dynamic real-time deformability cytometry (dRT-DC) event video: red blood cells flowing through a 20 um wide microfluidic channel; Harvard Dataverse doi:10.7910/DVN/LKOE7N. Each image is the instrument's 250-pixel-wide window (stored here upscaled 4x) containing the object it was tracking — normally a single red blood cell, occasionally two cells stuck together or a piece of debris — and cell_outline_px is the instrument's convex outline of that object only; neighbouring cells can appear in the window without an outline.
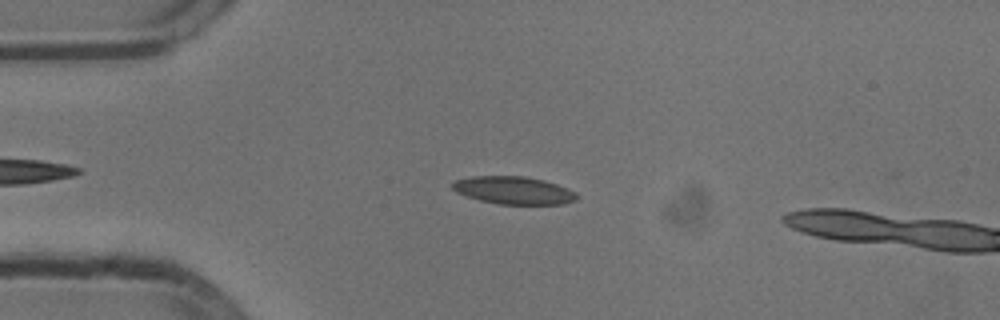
{"species": "common noctule bat (a hibernating species)", "species_latin": "Nyctalus noctula", "temperature_condition": "cold", "stored_images_in_passage": 46, "camera_frame_rate_fps": 3000, "um_per_image_px": 0.085, "animal": {"sex": "male", "body_mass_g": 13.3}, "frame": {"image": 1, "passage_image": 12, "time_ms": 3.667, "image_size_px": [1000, 320], "cell_outline_px": [[580, 196], [576, 200], [564, 204], [500, 204], [480, 200], [456, 192], [452, 188], [452, 184], [456, 180], [472, 176], [524, 176], [544, 180], [568, 188], [576, 192]], "centroid_in_image_um": [43.71, 16.18], "position_along_channel_um": 41.3, "area_um2": 20.06}}
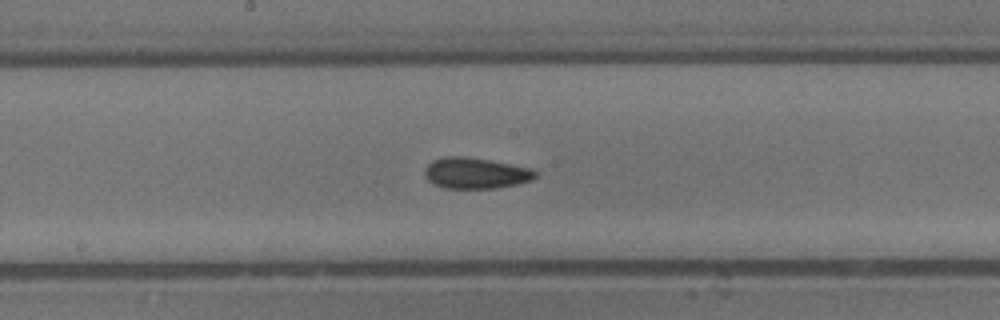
{"frame": {"image": 2, "passage_image": 27, "time_ms": 8.667, "image_size_px": [1000, 320], "cell_outline_px": [[540, 172], [532, 180], [516, 184], [496, 188], [444, 188], [428, 180], [424, 176], [424, 168], [432, 160], [444, 156], [464, 156], [488, 160], [532, 168]], "centroid_in_image_um": [40.43, 14.71], "position_along_channel_um": 207.8, "area_um2": 20.06}}
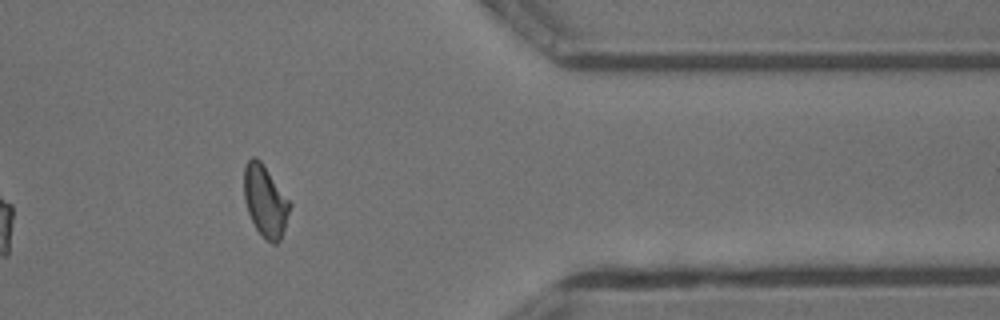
{"frame": {"image": 3, "passage_image": 43, "time_ms": 14.0, "image_size_px": [1000, 320], "cell_outline_px": [[292, 204], [280, 240], [276, 244], [272, 244], [256, 228], [248, 212], [244, 200], [244, 168], [248, 160], [252, 156], [256, 156], [260, 160]], "centroid_in_image_um": [22.54, 17.06], "position_along_channel_um": 388.9, "area_um2": 18.79}, "authors_computed_cell_mechanics": {"area_um2": 19.8543, "velocity_mm_per_s": 3.8029, "shape_relaxation_time_tau1_ms": 8.4212, "shape_relaxation_time_tau2_ms": 3.0853, "deformation_change_tau1": 0.1535, "deformation_change_tau2": 0.0897}}